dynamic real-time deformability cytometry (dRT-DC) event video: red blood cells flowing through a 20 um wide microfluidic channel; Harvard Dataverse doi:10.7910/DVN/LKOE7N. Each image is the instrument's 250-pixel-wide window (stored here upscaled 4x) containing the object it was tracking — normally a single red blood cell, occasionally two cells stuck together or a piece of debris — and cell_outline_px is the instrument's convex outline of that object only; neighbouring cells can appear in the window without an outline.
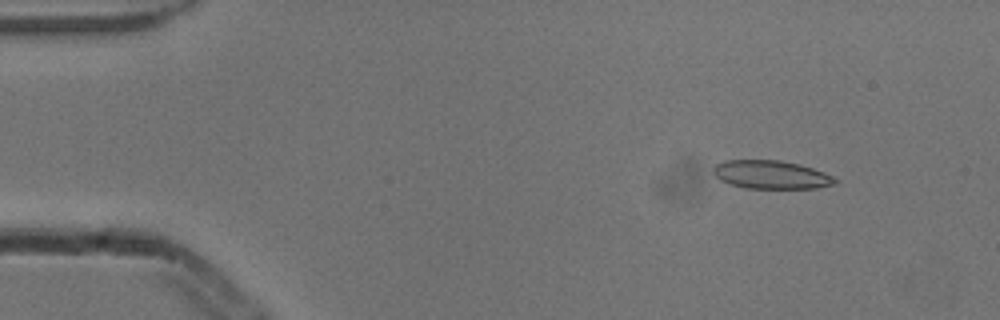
{"species": "common noctule bat (a hibernating species)", "species_latin": "Nyctalus noctula", "temperature_condition": "cold", "stored_images_in_passage": 6, "camera_frame_rate_fps": 3000, "um_per_image_px": 0.085, "animal": {"sex": "male", "body_mass_g": 13.3}, "frame": {"image": 1, "passage_image": 2, "time_ms": 0.333, "image_size_px": [1000, 320], "cell_outline_px": [[840, 180], [836, 184], [816, 188], [744, 188], [720, 180], [712, 172], [712, 168], [716, 164], [724, 160], [780, 160], [800, 164], [824, 172]], "centroid_in_image_um": [65.56, 14.84], "position_along_channel_um": 19.4, "area_um2": 20.23}}
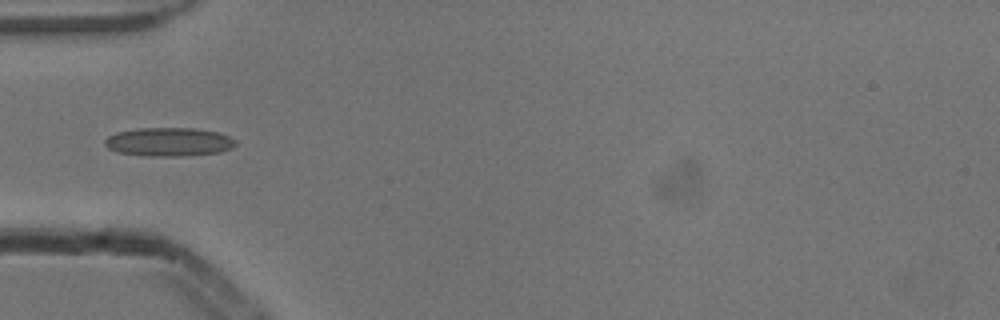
{"frame": {"image": 2, "passage_image": 5, "time_ms": 1.333, "image_size_px": [1000, 320], "cell_outline_px": [[236, 144], [232, 148], [220, 152], [180, 156], [148, 156], [116, 152], [108, 148], [104, 144], [104, 140], [108, 136], [116, 132], [140, 128], [196, 128], [216, 132], [228, 136], [236, 140]], "centroid_in_image_um": [14.33, 12.06], "position_along_channel_um": 70.7, "area_um2": 21.85}}
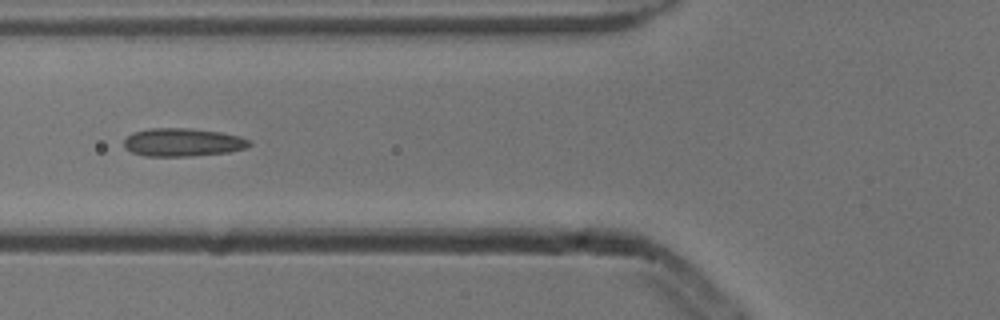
{"frame": {"image": 3, "passage_image": 6, "time_ms": 1.667, "image_size_px": [1000, 320], "cell_outline_px": [[252, 144], [244, 148], [228, 152], [192, 156], [144, 156], [132, 152], [124, 148], [124, 140], [132, 132], [148, 128], [188, 128], [220, 132], [240, 136], [252, 140]], "centroid_in_image_um": [15.52, 12.09], "position_along_channel_um": 110.3, "area_um2": 20.69}}